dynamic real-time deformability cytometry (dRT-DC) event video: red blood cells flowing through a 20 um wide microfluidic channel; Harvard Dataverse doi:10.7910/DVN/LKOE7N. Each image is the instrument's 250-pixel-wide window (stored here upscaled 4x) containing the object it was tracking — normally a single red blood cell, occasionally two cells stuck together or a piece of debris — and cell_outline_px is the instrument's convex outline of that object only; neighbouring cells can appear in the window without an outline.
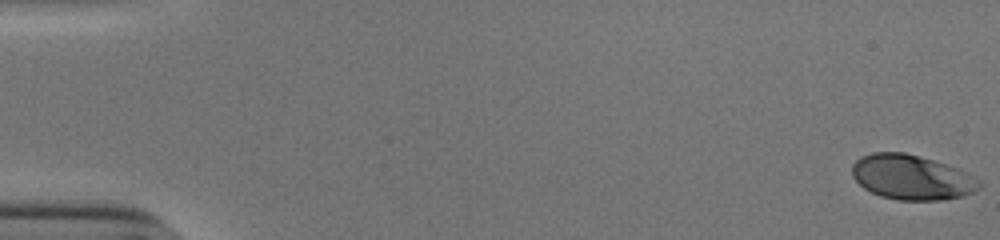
{"species": "human", "species_latin": "Homo sapiens", "temperature_condition": "cold", "stored_images_in_passage": 54, "camera_frame_rate_fps": 3000, "um_per_image_px": 0.085, "donor": {"sex": "male"}, "frame": {"image": 1, "passage_image": 1, "time_ms": 0.0, "image_size_px": [1000, 240], "cell_outline_px": [[984, 184], [980, 188], [964, 196], [944, 200], [896, 200], [880, 196], [864, 188], [852, 176], [852, 164], [860, 156], [872, 152], [904, 152], [960, 168], [968, 172], [980, 180]], "centroid_in_image_um": [77.52, 15.07], "position_along_channel_um": 7.5, "area_um2": 33.58}}
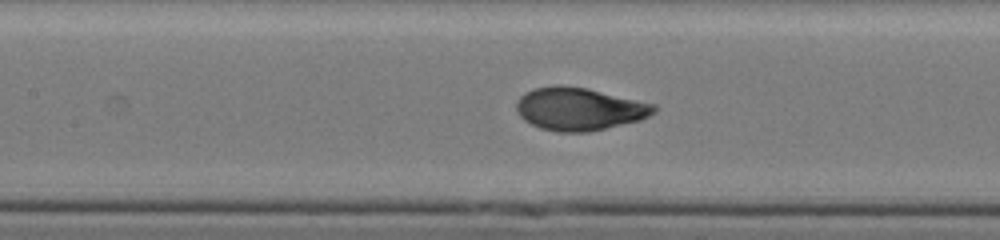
{"frame": {"image": 2, "passage_image": 26, "time_ms": 8.333, "image_size_px": [1000, 240], "cell_outline_px": [[656, 112], [640, 120], [588, 132], [556, 132], [540, 128], [524, 120], [516, 112], [516, 100], [524, 92], [532, 88], [556, 84], [560, 84], [588, 88], [656, 104]], "centroid_in_image_um": [49.2, 9.24], "position_along_channel_um": 158.2, "area_um2": 34.68}}
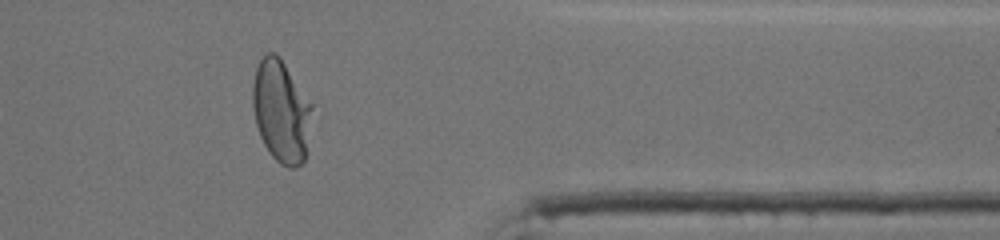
{"frame": {"image": 3, "passage_image": 45, "time_ms": 14.667, "image_size_px": [1000, 240], "cell_outline_px": [[312, 108], [304, 160], [296, 168], [288, 168], [280, 164], [268, 152], [260, 136], [256, 124], [252, 108], [252, 84], [256, 68], [260, 60], [268, 52], [276, 52], [280, 56], [312, 104]], "centroid_in_image_um": [23.87, 9.44], "position_along_channel_um": 387.5, "area_um2": 35.32}, "authors_computed_cell_mechanics": {"area_um2": 33.7841, "velocity_mm_per_s": 3.8337, "shape_relaxation_time_tau1_ms": 4.2444, "shape_relaxation_time_tau2_ms": null, "deformation_change_tau1": 0.2061, "deformation_change_tau2": null}}